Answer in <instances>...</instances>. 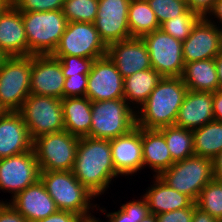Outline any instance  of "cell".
I'll return each instance as SVG.
<instances>
[{"label": "cell", "instance_id": "1", "mask_svg": "<svg viewBox=\"0 0 222 222\" xmlns=\"http://www.w3.org/2000/svg\"><path fill=\"white\" fill-rule=\"evenodd\" d=\"M72 173L97 200L109 194L120 177L114 169L110 140L80 137Z\"/></svg>", "mask_w": 222, "mask_h": 222}, {"label": "cell", "instance_id": "2", "mask_svg": "<svg viewBox=\"0 0 222 222\" xmlns=\"http://www.w3.org/2000/svg\"><path fill=\"white\" fill-rule=\"evenodd\" d=\"M187 92L181 77H162L147 100L136 110V126L160 129L174 125Z\"/></svg>", "mask_w": 222, "mask_h": 222}, {"label": "cell", "instance_id": "3", "mask_svg": "<svg viewBox=\"0 0 222 222\" xmlns=\"http://www.w3.org/2000/svg\"><path fill=\"white\" fill-rule=\"evenodd\" d=\"M40 180L59 211L75 213L85 220L98 214L97 198L76 179L72 171H40Z\"/></svg>", "mask_w": 222, "mask_h": 222}, {"label": "cell", "instance_id": "4", "mask_svg": "<svg viewBox=\"0 0 222 222\" xmlns=\"http://www.w3.org/2000/svg\"><path fill=\"white\" fill-rule=\"evenodd\" d=\"M28 56L48 55L56 49L67 26L62 10L22 12Z\"/></svg>", "mask_w": 222, "mask_h": 222}, {"label": "cell", "instance_id": "5", "mask_svg": "<svg viewBox=\"0 0 222 222\" xmlns=\"http://www.w3.org/2000/svg\"><path fill=\"white\" fill-rule=\"evenodd\" d=\"M90 137L114 139L136 126V111L124 98L92 102Z\"/></svg>", "mask_w": 222, "mask_h": 222}, {"label": "cell", "instance_id": "6", "mask_svg": "<svg viewBox=\"0 0 222 222\" xmlns=\"http://www.w3.org/2000/svg\"><path fill=\"white\" fill-rule=\"evenodd\" d=\"M159 177L171 188L195 202L200 191L213 179L212 159L192 155L174 162Z\"/></svg>", "mask_w": 222, "mask_h": 222}, {"label": "cell", "instance_id": "7", "mask_svg": "<svg viewBox=\"0 0 222 222\" xmlns=\"http://www.w3.org/2000/svg\"><path fill=\"white\" fill-rule=\"evenodd\" d=\"M80 137L63 130L33 140L40 171H72Z\"/></svg>", "mask_w": 222, "mask_h": 222}, {"label": "cell", "instance_id": "8", "mask_svg": "<svg viewBox=\"0 0 222 222\" xmlns=\"http://www.w3.org/2000/svg\"><path fill=\"white\" fill-rule=\"evenodd\" d=\"M32 140L65 130L61 99L30 94L18 111Z\"/></svg>", "mask_w": 222, "mask_h": 222}, {"label": "cell", "instance_id": "9", "mask_svg": "<svg viewBox=\"0 0 222 222\" xmlns=\"http://www.w3.org/2000/svg\"><path fill=\"white\" fill-rule=\"evenodd\" d=\"M31 55L8 57L0 68V107L4 111H19L31 94Z\"/></svg>", "mask_w": 222, "mask_h": 222}, {"label": "cell", "instance_id": "10", "mask_svg": "<svg viewBox=\"0 0 222 222\" xmlns=\"http://www.w3.org/2000/svg\"><path fill=\"white\" fill-rule=\"evenodd\" d=\"M106 54L107 46L100 38L94 23L68 22L51 55L57 59L69 55L98 59Z\"/></svg>", "mask_w": 222, "mask_h": 222}, {"label": "cell", "instance_id": "11", "mask_svg": "<svg viewBox=\"0 0 222 222\" xmlns=\"http://www.w3.org/2000/svg\"><path fill=\"white\" fill-rule=\"evenodd\" d=\"M40 179V169L33 149L0 159V193H9V202L18 193Z\"/></svg>", "mask_w": 222, "mask_h": 222}, {"label": "cell", "instance_id": "12", "mask_svg": "<svg viewBox=\"0 0 222 222\" xmlns=\"http://www.w3.org/2000/svg\"><path fill=\"white\" fill-rule=\"evenodd\" d=\"M151 60L152 68L162 77H181L184 70L182 42L155 30L142 37Z\"/></svg>", "mask_w": 222, "mask_h": 222}, {"label": "cell", "instance_id": "13", "mask_svg": "<svg viewBox=\"0 0 222 222\" xmlns=\"http://www.w3.org/2000/svg\"><path fill=\"white\" fill-rule=\"evenodd\" d=\"M130 2L131 0H98L94 25L107 47L131 38L128 26Z\"/></svg>", "mask_w": 222, "mask_h": 222}, {"label": "cell", "instance_id": "14", "mask_svg": "<svg viewBox=\"0 0 222 222\" xmlns=\"http://www.w3.org/2000/svg\"><path fill=\"white\" fill-rule=\"evenodd\" d=\"M112 161L117 174L125 179L144 174L142 155V128L135 126L127 134L110 140ZM142 172V173H141ZM136 175V176H135ZM132 178H131V177Z\"/></svg>", "mask_w": 222, "mask_h": 222}, {"label": "cell", "instance_id": "15", "mask_svg": "<svg viewBox=\"0 0 222 222\" xmlns=\"http://www.w3.org/2000/svg\"><path fill=\"white\" fill-rule=\"evenodd\" d=\"M124 78L106 55L95 59L88 74L85 97L92 102L124 98Z\"/></svg>", "mask_w": 222, "mask_h": 222}, {"label": "cell", "instance_id": "16", "mask_svg": "<svg viewBox=\"0 0 222 222\" xmlns=\"http://www.w3.org/2000/svg\"><path fill=\"white\" fill-rule=\"evenodd\" d=\"M182 51L185 63L214 59L222 51V29L205 17L200 18L182 42Z\"/></svg>", "mask_w": 222, "mask_h": 222}, {"label": "cell", "instance_id": "17", "mask_svg": "<svg viewBox=\"0 0 222 222\" xmlns=\"http://www.w3.org/2000/svg\"><path fill=\"white\" fill-rule=\"evenodd\" d=\"M64 82L65 76L59 59L51 54L31 55V94L62 99Z\"/></svg>", "mask_w": 222, "mask_h": 222}, {"label": "cell", "instance_id": "18", "mask_svg": "<svg viewBox=\"0 0 222 222\" xmlns=\"http://www.w3.org/2000/svg\"><path fill=\"white\" fill-rule=\"evenodd\" d=\"M123 78L152 68L148 48L142 38L131 37L110 44L107 54Z\"/></svg>", "mask_w": 222, "mask_h": 222}, {"label": "cell", "instance_id": "19", "mask_svg": "<svg viewBox=\"0 0 222 222\" xmlns=\"http://www.w3.org/2000/svg\"><path fill=\"white\" fill-rule=\"evenodd\" d=\"M33 149V140L18 111L0 116V159Z\"/></svg>", "mask_w": 222, "mask_h": 222}, {"label": "cell", "instance_id": "20", "mask_svg": "<svg viewBox=\"0 0 222 222\" xmlns=\"http://www.w3.org/2000/svg\"><path fill=\"white\" fill-rule=\"evenodd\" d=\"M9 203L26 220L32 222H37L58 211L54 200L47 193L40 179L18 193Z\"/></svg>", "mask_w": 222, "mask_h": 222}, {"label": "cell", "instance_id": "21", "mask_svg": "<svg viewBox=\"0 0 222 222\" xmlns=\"http://www.w3.org/2000/svg\"><path fill=\"white\" fill-rule=\"evenodd\" d=\"M0 50L8 57L28 56L22 12L10 4L0 16Z\"/></svg>", "mask_w": 222, "mask_h": 222}, {"label": "cell", "instance_id": "22", "mask_svg": "<svg viewBox=\"0 0 222 222\" xmlns=\"http://www.w3.org/2000/svg\"><path fill=\"white\" fill-rule=\"evenodd\" d=\"M213 120V93L188 90L174 125L194 130Z\"/></svg>", "mask_w": 222, "mask_h": 222}, {"label": "cell", "instance_id": "23", "mask_svg": "<svg viewBox=\"0 0 222 222\" xmlns=\"http://www.w3.org/2000/svg\"><path fill=\"white\" fill-rule=\"evenodd\" d=\"M150 184L141 195L145 198L149 213L161 214L173 210L191 207L193 202L187 195L178 192L166 184L159 176H149ZM152 183V184H151Z\"/></svg>", "mask_w": 222, "mask_h": 222}, {"label": "cell", "instance_id": "24", "mask_svg": "<svg viewBox=\"0 0 222 222\" xmlns=\"http://www.w3.org/2000/svg\"><path fill=\"white\" fill-rule=\"evenodd\" d=\"M143 172L150 169L149 176H159L174 163L164 135L158 129L142 128Z\"/></svg>", "mask_w": 222, "mask_h": 222}, {"label": "cell", "instance_id": "25", "mask_svg": "<svg viewBox=\"0 0 222 222\" xmlns=\"http://www.w3.org/2000/svg\"><path fill=\"white\" fill-rule=\"evenodd\" d=\"M65 130L78 137H90L92 101L87 97L62 98Z\"/></svg>", "mask_w": 222, "mask_h": 222}, {"label": "cell", "instance_id": "26", "mask_svg": "<svg viewBox=\"0 0 222 222\" xmlns=\"http://www.w3.org/2000/svg\"><path fill=\"white\" fill-rule=\"evenodd\" d=\"M181 78L190 91L214 93L220 90L214 59L185 63Z\"/></svg>", "mask_w": 222, "mask_h": 222}, {"label": "cell", "instance_id": "27", "mask_svg": "<svg viewBox=\"0 0 222 222\" xmlns=\"http://www.w3.org/2000/svg\"><path fill=\"white\" fill-rule=\"evenodd\" d=\"M161 78L162 76L153 68L124 78V99L136 111L147 100Z\"/></svg>", "mask_w": 222, "mask_h": 222}, {"label": "cell", "instance_id": "28", "mask_svg": "<svg viewBox=\"0 0 222 222\" xmlns=\"http://www.w3.org/2000/svg\"><path fill=\"white\" fill-rule=\"evenodd\" d=\"M192 132L195 155L213 160L222 151V121H210Z\"/></svg>", "mask_w": 222, "mask_h": 222}, {"label": "cell", "instance_id": "29", "mask_svg": "<svg viewBox=\"0 0 222 222\" xmlns=\"http://www.w3.org/2000/svg\"><path fill=\"white\" fill-rule=\"evenodd\" d=\"M128 26L131 37L138 38L160 29L156 15L147 0H131L128 11Z\"/></svg>", "mask_w": 222, "mask_h": 222}, {"label": "cell", "instance_id": "30", "mask_svg": "<svg viewBox=\"0 0 222 222\" xmlns=\"http://www.w3.org/2000/svg\"><path fill=\"white\" fill-rule=\"evenodd\" d=\"M139 195L140 196H134L132 200H126L124 201L125 203L122 202L119 204L120 206L117 211L115 208H113L114 210L112 211L110 209H106L98 200L97 213L100 212L101 214L96 216L101 217L104 215L105 220H102V222H140L150 213L145 198L141 195V193Z\"/></svg>", "mask_w": 222, "mask_h": 222}, {"label": "cell", "instance_id": "31", "mask_svg": "<svg viewBox=\"0 0 222 222\" xmlns=\"http://www.w3.org/2000/svg\"><path fill=\"white\" fill-rule=\"evenodd\" d=\"M165 138L170 155L174 162L182 161L195 155L193 147V132L190 129L171 125L158 129Z\"/></svg>", "mask_w": 222, "mask_h": 222}, {"label": "cell", "instance_id": "32", "mask_svg": "<svg viewBox=\"0 0 222 222\" xmlns=\"http://www.w3.org/2000/svg\"><path fill=\"white\" fill-rule=\"evenodd\" d=\"M197 208L209 213L217 221L222 220V182L212 179L195 201Z\"/></svg>", "mask_w": 222, "mask_h": 222}, {"label": "cell", "instance_id": "33", "mask_svg": "<svg viewBox=\"0 0 222 222\" xmlns=\"http://www.w3.org/2000/svg\"><path fill=\"white\" fill-rule=\"evenodd\" d=\"M62 11L68 22L94 23L98 0H65Z\"/></svg>", "mask_w": 222, "mask_h": 222}, {"label": "cell", "instance_id": "34", "mask_svg": "<svg viewBox=\"0 0 222 222\" xmlns=\"http://www.w3.org/2000/svg\"><path fill=\"white\" fill-rule=\"evenodd\" d=\"M200 18L198 14L187 9L182 15L161 24L160 29L176 40L184 42L191 34L192 28Z\"/></svg>", "mask_w": 222, "mask_h": 222}, {"label": "cell", "instance_id": "35", "mask_svg": "<svg viewBox=\"0 0 222 222\" xmlns=\"http://www.w3.org/2000/svg\"><path fill=\"white\" fill-rule=\"evenodd\" d=\"M154 11L159 25L167 20L182 15L187 9V3L181 0H147Z\"/></svg>", "mask_w": 222, "mask_h": 222}, {"label": "cell", "instance_id": "36", "mask_svg": "<svg viewBox=\"0 0 222 222\" xmlns=\"http://www.w3.org/2000/svg\"><path fill=\"white\" fill-rule=\"evenodd\" d=\"M61 68L65 78L78 74H89L95 59L79 56H62Z\"/></svg>", "mask_w": 222, "mask_h": 222}, {"label": "cell", "instance_id": "37", "mask_svg": "<svg viewBox=\"0 0 222 222\" xmlns=\"http://www.w3.org/2000/svg\"><path fill=\"white\" fill-rule=\"evenodd\" d=\"M65 0H11V4L21 12H41L62 10Z\"/></svg>", "mask_w": 222, "mask_h": 222}, {"label": "cell", "instance_id": "38", "mask_svg": "<svg viewBox=\"0 0 222 222\" xmlns=\"http://www.w3.org/2000/svg\"><path fill=\"white\" fill-rule=\"evenodd\" d=\"M88 74L72 75L65 78L63 98L85 97L87 90Z\"/></svg>", "mask_w": 222, "mask_h": 222}, {"label": "cell", "instance_id": "39", "mask_svg": "<svg viewBox=\"0 0 222 222\" xmlns=\"http://www.w3.org/2000/svg\"><path fill=\"white\" fill-rule=\"evenodd\" d=\"M196 207L197 206L194 203L191 207L188 208L156 214V222H192L194 209Z\"/></svg>", "mask_w": 222, "mask_h": 222}, {"label": "cell", "instance_id": "40", "mask_svg": "<svg viewBox=\"0 0 222 222\" xmlns=\"http://www.w3.org/2000/svg\"><path fill=\"white\" fill-rule=\"evenodd\" d=\"M25 221L26 219L9 202H0V222Z\"/></svg>", "mask_w": 222, "mask_h": 222}, {"label": "cell", "instance_id": "41", "mask_svg": "<svg viewBox=\"0 0 222 222\" xmlns=\"http://www.w3.org/2000/svg\"><path fill=\"white\" fill-rule=\"evenodd\" d=\"M216 0H187V7L201 18L206 17L213 8Z\"/></svg>", "mask_w": 222, "mask_h": 222}, {"label": "cell", "instance_id": "42", "mask_svg": "<svg viewBox=\"0 0 222 222\" xmlns=\"http://www.w3.org/2000/svg\"><path fill=\"white\" fill-rule=\"evenodd\" d=\"M85 219L75 213L69 211H57L55 214L38 220L37 222H84Z\"/></svg>", "mask_w": 222, "mask_h": 222}, {"label": "cell", "instance_id": "43", "mask_svg": "<svg viewBox=\"0 0 222 222\" xmlns=\"http://www.w3.org/2000/svg\"><path fill=\"white\" fill-rule=\"evenodd\" d=\"M205 18L222 29V0H216Z\"/></svg>", "mask_w": 222, "mask_h": 222}, {"label": "cell", "instance_id": "44", "mask_svg": "<svg viewBox=\"0 0 222 222\" xmlns=\"http://www.w3.org/2000/svg\"><path fill=\"white\" fill-rule=\"evenodd\" d=\"M214 120L222 121V89L213 93Z\"/></svg>", "mask_w": 222, "mask_h": 222}, {"label": "cell", "instance_id": "45", "mask_svg": "<svg viewBox=\"0 0 222 222\" xmlns=\"http://www.w3.org/2000/svg\"><path fill=\"white\" fill-rule=\"evenodd\" d=\"M213 179L222 182V151L212 160Z\"/></svg>", "mask_w": 222, "mask_h": 222}, {"label": "cell", "instance_id": "46", "mask_svg": "<svg viewBox=\"0 0 222 222\" xmlns=\"http://www.w3.org/2000/svg\"><path fill=\"white\" fill-rule=\"evenodd\" d=\"M192 222H218V221L214 217H212L209 213L201 211L199 208L196 207L194 209Z\"/></svg>", "mask_w": 222, "mask_h": 222}, {"label": "cell", "instance_id": "47", "mask_svg": "<svg viewBox=\"0 0 222 222\" xmlns=\"http://www.w3.org/2000/svg\"><path fill=\"white\" fill-rule=\"evenodd\" d=\"M217 75L219 79V86L222 89V51L214 58Z\"/></svg>", "mask_w": 222, "mask_h": 222}, {"label": "cell", "instance_id": "48", "mask_svg": "<svg viewBox=\"0 0 222 222\" xmlns=\"http://www.w3.org/2000/svg\"><path fill=\"white\" fill-rule=\"evenodd\" d=\"M10 4L11 0H0V16Z\"/></svg>", "mask_w": 222, "mask_h": 222}, {"label": "cell", "instance_id": "49", "mask_svg": "<svg viewBox=\"0 0 222 222\" xmlns=\"http://www.w3.org/2000/svg\"><path fill=\"white\" fill-rule=\"evenodd\" d=\"M140 222H156V217L154 214H149L145 218H143Z\"/></svg>", "mask_w": 222, "mask_h": 222}, {"label": "cell", "instance_id": "50", "mask_svg": "<svg viewBox=\"0 0 222 222\" xmlns=\"http://www.w3.org/2000/svg\"><path fill=\"white\" fill-rule=\"evenodd\" d=\"M7 58L8 56L2 50H0V68Z\"/></svg>", "mask_w": 222, "mask_h": 222}, {"label": "cell", "instance_id": "51", "mask_svg": "<svg viewBox=\"0 0 222 222\" xmlns=\"http://www.w3.org/2000/svg\"><path fill=\"white\" fill-rule=\"evenodd\" d=\"M84 222H102V218L100 219V217H93L90 219H86Z\"/></svg>", "mask_w": 222, "mask_h": 222}, {"label": "cell", "instance_id": "52", "mask_svg": "<svg viewBox=\"0 0 222 222\" xmlns=\"http://www.w3.org/2000/svg\"><path fill=\"white\" fill-rule=\"evenodd\" d=\"M5 111L0 107V116L4 113Z\"/></svg>", "mask_w": 222, "mask_h": 222}]
</instances>
